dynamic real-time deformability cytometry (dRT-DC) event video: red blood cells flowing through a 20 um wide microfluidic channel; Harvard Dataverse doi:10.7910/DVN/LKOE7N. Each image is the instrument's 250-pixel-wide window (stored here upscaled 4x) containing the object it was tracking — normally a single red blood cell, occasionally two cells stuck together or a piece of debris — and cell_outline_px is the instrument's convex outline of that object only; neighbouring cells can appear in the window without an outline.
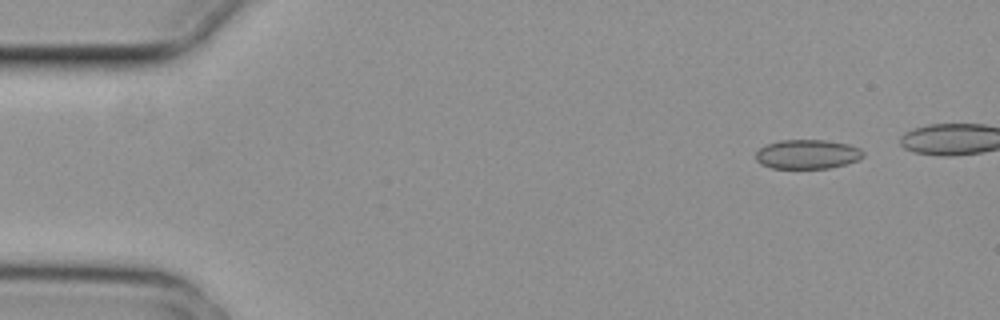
{"species": "common noctule bat (a hibernating species)", "species_latin": "Nyctalus noctula", "temperature_condition": "cold", "stored_images_in_passage": 5, "camera_frame_rate_fps": 3000, "um_per_image_px": 0.085, "animal": {"sex": "female", "body_mass_g": 29.2, "forearm_length_mm": 56.3}, "frame": {"image": 1, "passage_image": 2, "time_ms": 0.333, "image_size_px": [1000, 320], "cell_outline_px": [[864, 156], [860, 160], [828, 168], [772, 168], [760, 164], [756, 160], [756, 152], [760, 148], [768, 144], [780, 140], [828, 140], [848, 144], [860, 148], [864, 152]], "centroid_in_image_um": [68.65, 13.11], "position_along_channel_um": 16.4, "area_um2": 18.38}}